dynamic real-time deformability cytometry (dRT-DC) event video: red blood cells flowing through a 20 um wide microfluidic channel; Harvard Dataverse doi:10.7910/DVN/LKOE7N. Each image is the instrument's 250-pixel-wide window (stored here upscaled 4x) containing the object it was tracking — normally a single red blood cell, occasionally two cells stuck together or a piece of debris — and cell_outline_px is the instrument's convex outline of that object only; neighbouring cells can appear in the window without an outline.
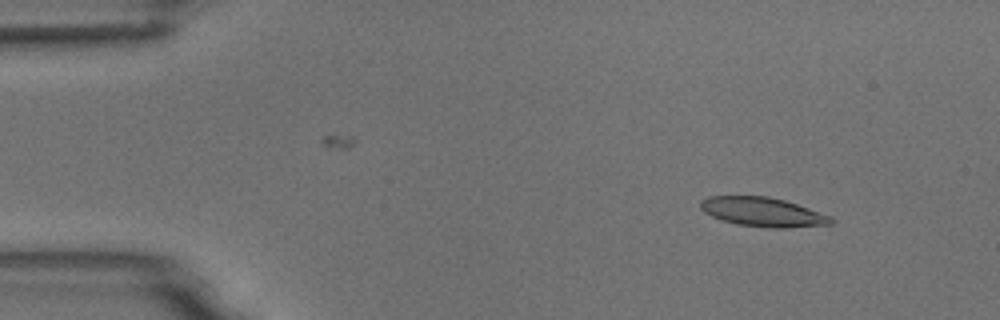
{"species": "common noctule bat (a hibernating species)", "species_latin": "Nyctalus noctula", "temperature_condition": "room temperature", "stored_images_in_passage": 15, "camera_frame_rate_fps": 3000, "um_per_image_px": 0.085, "animal": {"sex": "male", "body_mass_g": 18.8}, "frame": {"image": 1, "passage_image": 1, "time_ms": 0.0, "image_size_px": [1000, 320], "cell_outline_px": [[836, 220], [832, 224], [784, 228], [768, 228], [736, 224], [720, 220], [704, 212], [700, 208], [700, 200], [708, 196], [768, 196], [784, 200], [832, 216]], "centroid_in_image_um": [64.83, 18.02], "position_along_channel_um": 20.2, "area_um2": 22.37}}
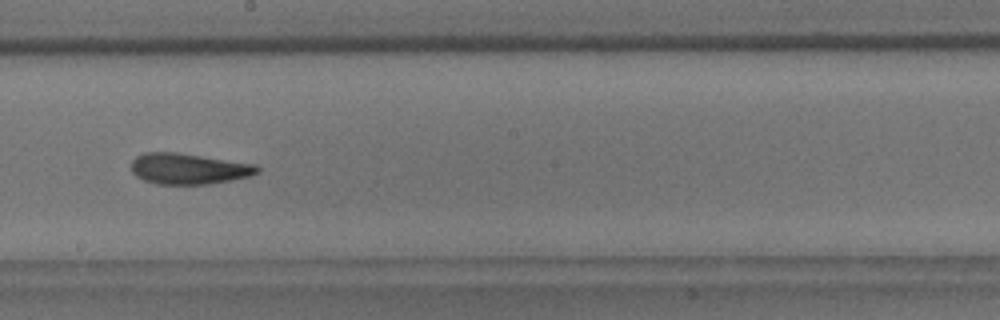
{"frame": {"image": 2, "passage_image": 8, "time_ms": 8.0, "image_size_px": [1000, 320], "cell_outline_px": [[260, 172], [248, 176], [232, 180], [208, 184], [156, 184], [144, 180], [136, 176], [132, 172], [132, 160], [136, 156], [144, 152], [176, 152], [256, 164], [260, 168]], "centroid_in_image_um": [16.03, 14.34], "position_along_channel_um": 232.2, "area_um2": 22.72}}
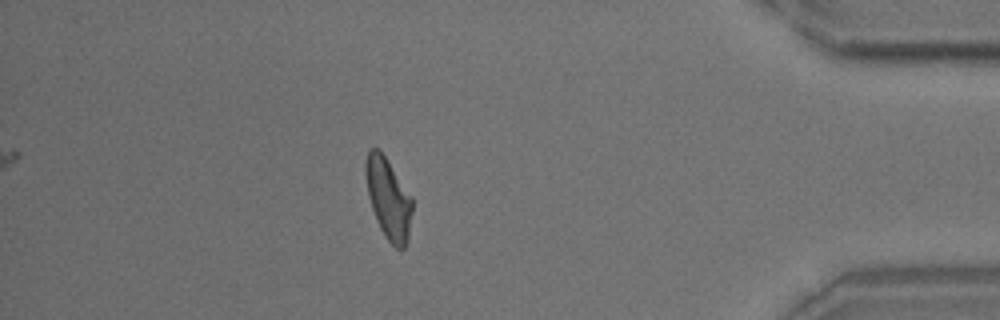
{"frame": {"image": 3, "passage_image": 13, "time_ms": 13.667, "image_size_px": [1000, 320], "cell_outline_px": [[412, 212], [408, 240], [404, 248], [396, 248], [388, 240], [380, 228], [376, 220], [368, 196], [364, 168], [364, 164], [368, 148], [380, 148], [412, 196]], "centroid_in_image_um": [33.0, 16.82], "position_along_channel_um": 402.2, "area_um2": 22.2}, "authors_computed_cell_mechanics": {"area_um2": 22.3686, "velocity_mm_per_s": 3.7371, "shape_relaxation_time_tau1_ms": 6.2687, "shape_relaxation_time_tau2_ms": 3.1742, "deformation_change_tau1": 0.1519, "deformation_change_tau2": 0.0956}}